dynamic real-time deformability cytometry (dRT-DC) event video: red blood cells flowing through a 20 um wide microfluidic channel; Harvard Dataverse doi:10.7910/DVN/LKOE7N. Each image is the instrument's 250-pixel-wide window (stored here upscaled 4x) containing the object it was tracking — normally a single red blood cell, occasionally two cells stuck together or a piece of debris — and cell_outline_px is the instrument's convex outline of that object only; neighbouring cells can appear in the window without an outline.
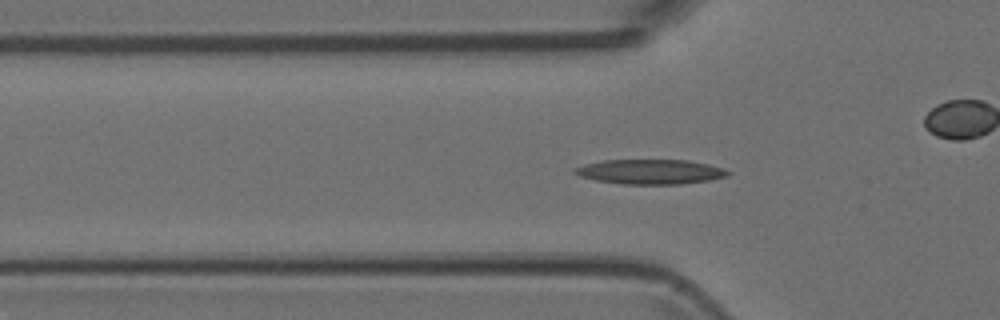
{"species": "Egyptian fruit bat (a non-hibernating species)", "species_latin": "Rousettus aegyptiacus", "temperature_condition": "room temperature", "stored_images_in_passage": 51, "camera_frame_rate_fps": 3000, "um_per_image_px": 0.085, "animal": {"sex": "female"}, "frame": {"image": 1, "passage_image": 15, "time_ms": 4.667, "image_size_px": [1000, 320], "cell_outline_px": [[732, 172], [728, 176], [708, 180], [680, 184], [624, 184], [596, 180], [580, 176], [572, 172], [572, 168], [584, 164], [604, 160], [688, 160], [708, 164], [724, 168]], "centroid_in_image_um": [55.27, 14.59], "position_along_channel_um": 70.5, "area_um2": 22.14}}
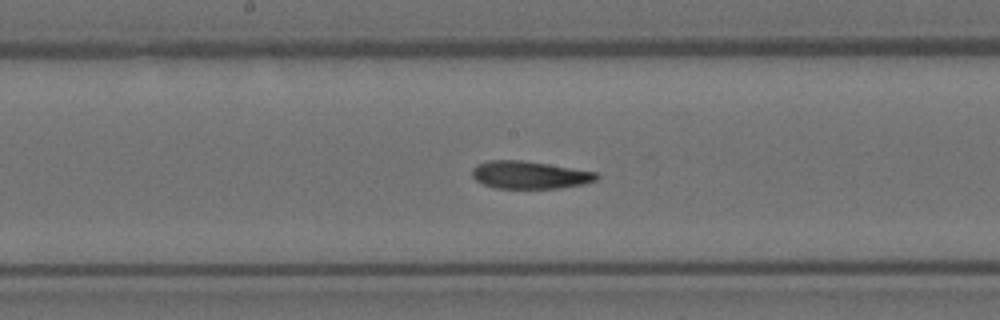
{"frame": {"image": 2, "passage_image": 25, "time_ms": 8.0, "image_size_px": [1000, 320], "cell_outline_px": [[600, 176], [596, 180], [584, 184], [560, 188], [496, 188], [484, 184], [476, 180], [472, 176], [472, 168], [476, 164], [488, 160], [520, 160], [548, 164], [596, 172]], "centroid_in_image_um": [45.0, 14.87], "position_along_channel_um": 203.2, "area_um2": 20.0}}
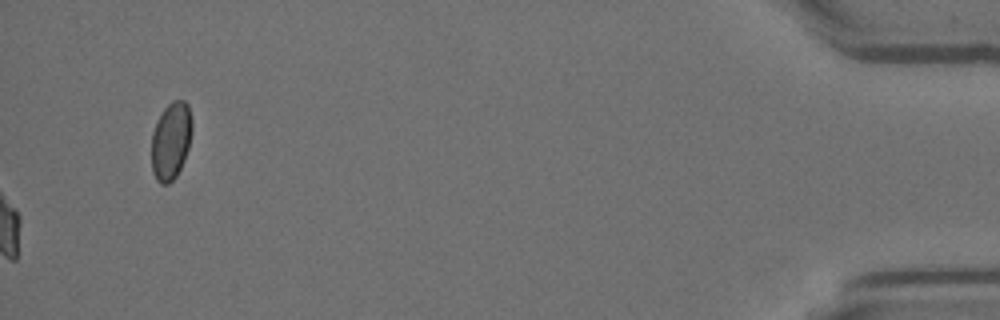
{"frame": {"image": 3, "passage_image": 51, "time_ms": 16.667, "image_size_px": [1000, 320], "cell_outline_px": [[192, 132], [188, 148], [184, 160], [176, 176], [168, 184], [160, 184], [156, 180], [152, 172], [152, 132], [156, 120], [164, 108], [172, 100], [184, 100], [188, 104], [192, 120]], "centroid_in_image_um": [14.52, 11.95], "position_along_channel_um": 420.7, "area_um2": 18.5}}